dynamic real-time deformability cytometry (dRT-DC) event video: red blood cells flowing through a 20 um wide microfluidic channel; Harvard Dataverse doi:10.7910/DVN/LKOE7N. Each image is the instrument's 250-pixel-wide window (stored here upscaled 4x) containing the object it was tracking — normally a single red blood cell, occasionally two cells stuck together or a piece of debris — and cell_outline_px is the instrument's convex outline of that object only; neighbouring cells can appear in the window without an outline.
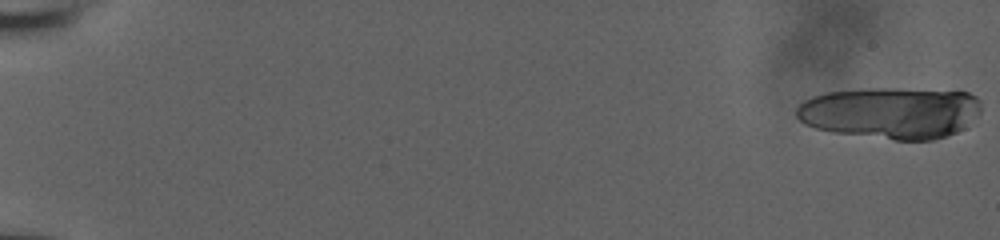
{"species": "human", "species_latin": "Homo sapiens", "temperature_condition": "room temperature", "stored_images_in_passage": 22, "camera_frame_rate_fps": 3000, "um_per_image_px": 0.085, "donor": {"sex": "male"}, "frame": {"image": 1, "passage_image": 1, "time_ms": 0.0, "image_size_px": [1000, 240], "cell_outline_px": [[980, 112], [964, 128], [948, 136], [932, 140], [892, 140], [832, 132], [816, 128], [804, 124], [796, 116], [796, 108], [804, 100], [812, 96], [828, 92], [872, 88], [892, 88], [968, 92], [976, 96], [980, 100]], "centroid_in_image_um": [75.71, 9.59], "position_along_channel_um": 9.3, "area_um2": 55.83}}